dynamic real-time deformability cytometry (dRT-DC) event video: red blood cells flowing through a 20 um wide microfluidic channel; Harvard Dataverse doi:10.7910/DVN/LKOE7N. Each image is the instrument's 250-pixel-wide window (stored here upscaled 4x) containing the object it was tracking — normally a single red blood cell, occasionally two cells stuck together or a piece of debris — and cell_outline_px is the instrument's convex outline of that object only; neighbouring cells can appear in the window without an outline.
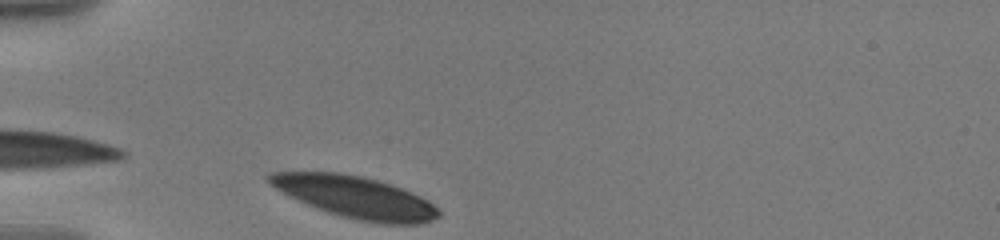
{"species": "human", "species_latin": "Homo sapiens", "temperature_condition": "warm", "stored_images_in_passage": 3, "camera_frame_rate_fps": 3000, "um_per_image_px": 0.085, "donor": {"sex": "male"}, "frame": {"image": 1, "passage_image": 1, "time_ms": 0.0, "image_size_px": [1000, 240], "cell_outline_px": [[440, 216], [432, 220], [420, 224], [380, 224], [356, 220], [328, 212], [308, 204], [276, 188], [264, 176], [268, 172], [340, 172], [364, 176], [412, 192], [428, 200], [440, 212]], "centroid_in_image_um": [30.23, 16.76], "position_along_channel_um": 54.8, "area_um2": 40.92}}
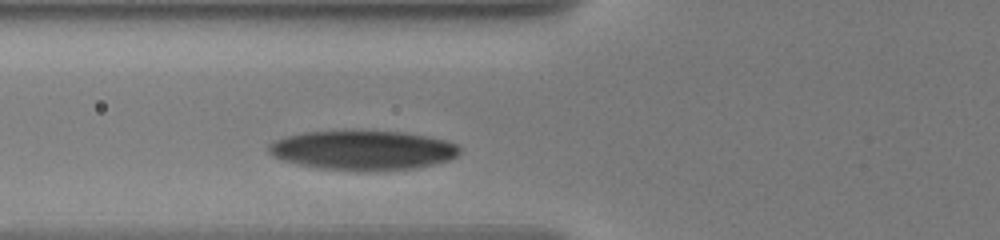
{"frame": {"image": 2, "passage_image": 3, "time_ms": 1.667, "image_size_px": [1000, 240], "cell_outline_px": [[460, 152], [456, 156], [448, 160], [416, 168], [376, 172], [356, 172], [320, 168], [300, 164], [284, 160], [272, 156], [268, 152], [268, 144], [272, 140], [284, 136], [304, 132], [400, 132], [424, 136], [444, 140], [456, 144], [460, 148]], "centroid_in_image_um": [30.8, 12.8], "position_along_channel_um": 95.0, "area_um2": 43.87}}